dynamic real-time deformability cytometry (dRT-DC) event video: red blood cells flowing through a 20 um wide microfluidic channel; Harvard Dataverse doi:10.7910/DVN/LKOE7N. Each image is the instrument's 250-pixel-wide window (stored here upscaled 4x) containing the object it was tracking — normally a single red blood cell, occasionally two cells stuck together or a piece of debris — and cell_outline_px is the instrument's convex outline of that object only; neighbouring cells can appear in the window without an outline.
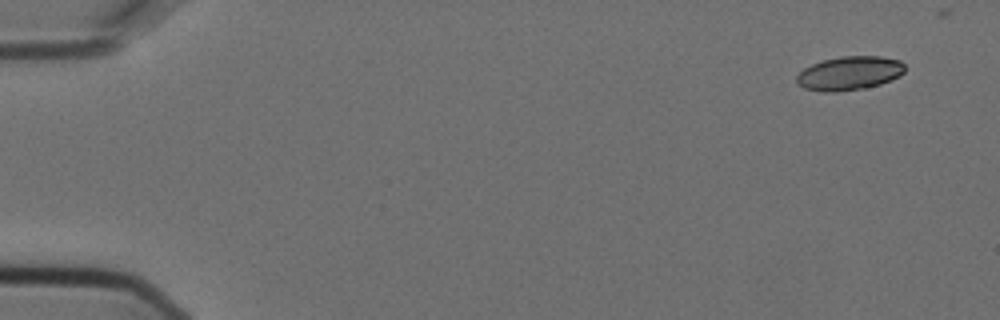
{"species": "Egyptian fruit bat (a non-hibernating species)", "species_latin": "Rousettus aegyptiacus", "temperature_condition": "cold", "stored_images_in_passage": 6, "camera_frame_rate_fps": 3000, "um_per_image_px": 0.085, "animal": {"sex": "female"}, "frame": {"image": 1, "passage_image": 1, "time_ms": 0.0, "image_size_px": [1000, 320], "cell_outline_px": [[904, 72], [900, 76], [880, 84], [864, 88], [836, 92], [820, 92], [804, 88], [796, 80], [796, 76], [804, 68], [812, 64], [824, 60], [840, 56], [880, 56], [900, 60], [904, 64]], "centroid_in_image_um": [72.2, 6.22], "position_along_channel_um": 12.8, "area_um2": 21.33}}
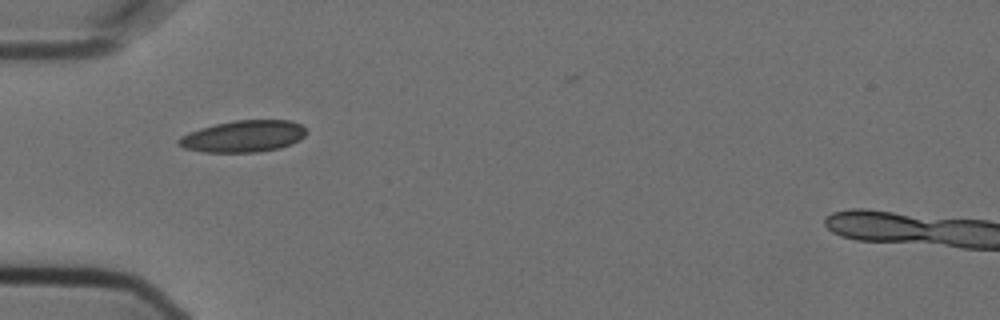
{"frame": {"image": 2, "passage_image": 5, "time_ms": 1.333, "image_size_px": [1000, 320], "cell_outline_px": [[308, 132], [300, 140], [280, 148], [256, 152], [204, 152], [184, 148], [176, 144], [176, 140], [180, 136], [188, 132], [200, 128], [216, 124], [236, 120], [292, 120], [300, 124]], "centroid_in_image_um": [20.67, 11.58], "position_along_channel_um": 64.3, "area_um2": 23.7}}
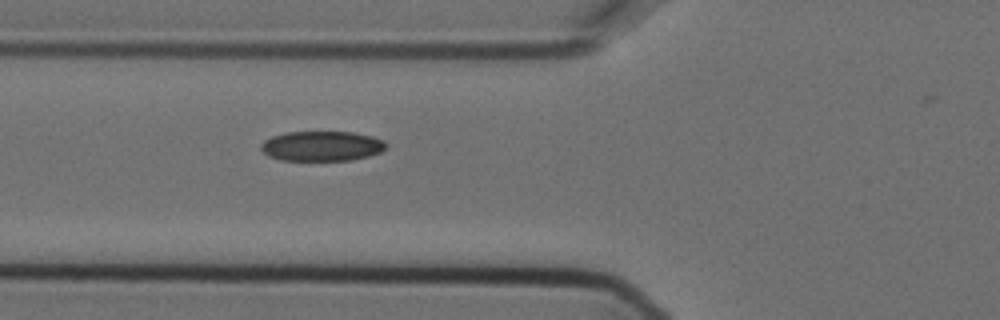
{"frame": {"image": 3, "passage_image": 6, "time_ms": 1.667, "image_size_px": [1000, 320], "cell_outline_px": [[388, 144], [380, 152], [368, 156], [352, 160], [280, 160], [268, 156], [260, 148], [260, 144], [264, 140], [272, 136], [284, 132], [352, 132], [372, 136], [384, 140]], "centroid_in_image_um": [27.34, 12.41], "position_along_channel_um": 98.5, "area_um2": 21.91}}